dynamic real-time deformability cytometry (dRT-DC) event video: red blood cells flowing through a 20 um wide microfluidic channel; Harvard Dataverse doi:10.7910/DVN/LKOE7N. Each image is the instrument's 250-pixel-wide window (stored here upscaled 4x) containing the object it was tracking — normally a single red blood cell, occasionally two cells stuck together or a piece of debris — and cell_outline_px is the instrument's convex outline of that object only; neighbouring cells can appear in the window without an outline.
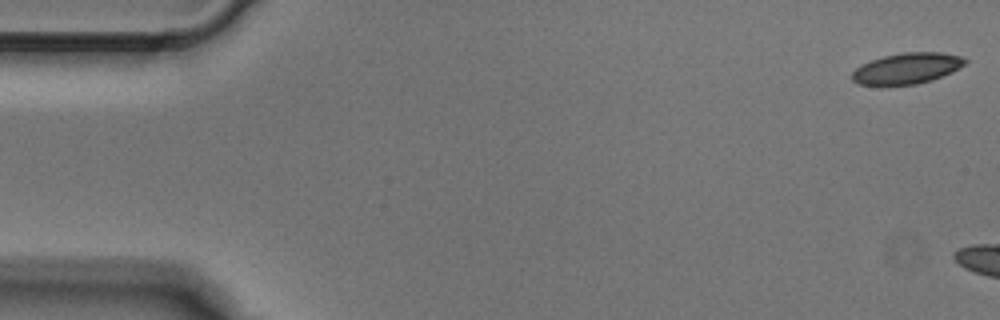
{"species": "Egyptian fruit bat (a non-hibernating species)", "species_latin": "Rousettus aegyptiacus", "temperature_condition": "cold", "stored_images_in_passage": 2, "camera_frame_rate_fps": 3000, "um_per_image_px": 0.085, "animal": {"sex": "male"}, "frame": {"image": 1, "passage_image": 1, "time_ms": 0.0, "image_size_px": [1000, 320], "cell_outline_px": [[968, 60], [960, 68], [952, 72], [932, 80], [916, 84], [880, 88], [856, 84], [852, 80], [852, 72], [860, 64], [884, 56], [904, 52], [940, 52], [960, 56]], "centroid_in_image_um": [77.02, 5.86], "position_along_channel_um": 8.0, "area_um2": 21.04}}